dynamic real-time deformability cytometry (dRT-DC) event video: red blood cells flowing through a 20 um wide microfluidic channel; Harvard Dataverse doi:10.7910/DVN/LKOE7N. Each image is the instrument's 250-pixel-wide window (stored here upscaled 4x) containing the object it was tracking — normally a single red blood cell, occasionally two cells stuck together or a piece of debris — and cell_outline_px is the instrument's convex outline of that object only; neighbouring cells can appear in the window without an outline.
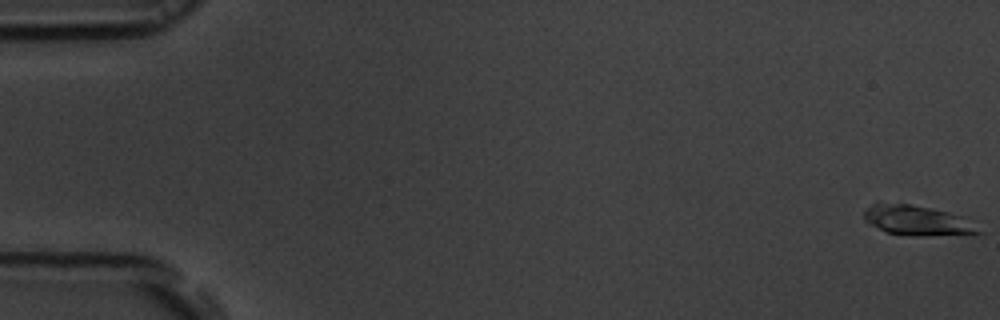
{"species": "common noctule bat (a hibernating species)", "species_latin": "Nyctalus noctula", "temperature_condition": "room temperature", "stored_images_in_passage": 55, "camera_frame_rate_fps": 3000, "um_per_image_px": 0.085, "animal": {"sex": "male", "body_mass_g": 19.5, "forearm_length_mm": 54.6}, "frame": {"image": 1, "passage_image": 1, "time_ms": 0.0, "image_size_px": [1000, 320], "cell_outline_px": [[984, 232], [972, 236], [928, 236], [888, 232], [868, 224], [864, 220], [864, 208], [876, 200], [912, 204], [932, 208], [964, 216]], "centroid_in_image_um": [78.0, 18.72], "position_along_channel_um": 7.0, "area_um2": 20.92}}
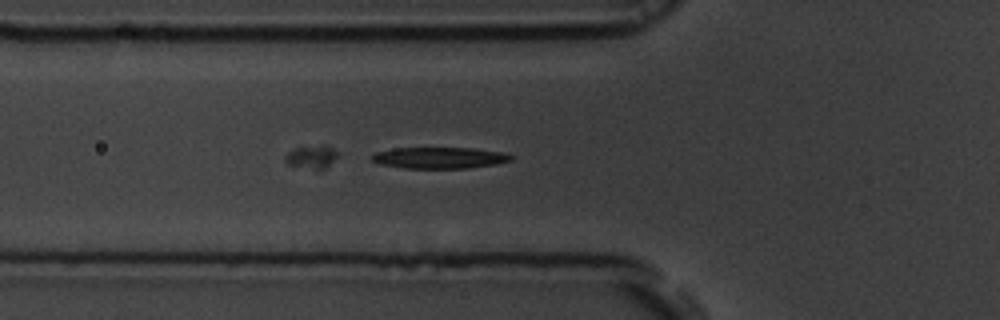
{"frame": {"image": 2, "passage_image": 20, "time_ms": 6.333, "image_size_px": [1000, 320], "cell_outline_px": [[512, 160], [496, 164], [468, 168], [404, 168], [380, 164], [372, 160], [372, 156], [376, 152], [392, 148], [472, 148], [504, 152], [512, 156]], "centroid_in_image_um": [37.37, 13.41], "position_along_channel_um": 88.4, "area_um2": 17.22}}
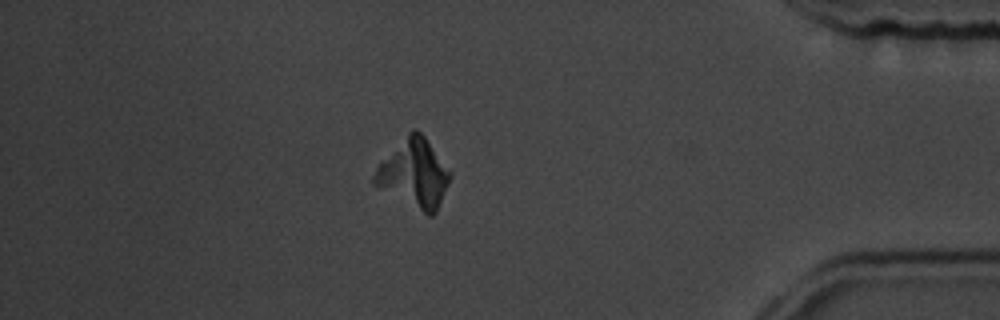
{"frame": {"image": 3, "passage_image": 48, "time_ms": 15.667, "image_size_px": [1000, 320], "cell_outline_px": [[452, 176], [436, 212], [432, 216], [428, 216], [372, 184], [372, 176], [376, 168], [408, 132], [412, 128], [416, 128], [424, 136], [452, 172]], "centroid_in_image_um": [35.21, 14.77], "position_along_channel_um": 400.0, "area_um2": 29.88}, "authors_computed_cell_mechanics": {"area_um2": 19.4208, "velocity_mm_per_s": 3.7159, "shape_relaxation_time_tau1_ms": 3.2106, "shape_relaxation_time_tau2_ms": null, "deformation_change_tau1": 0.1515, "deformation_change_tau2": null}}